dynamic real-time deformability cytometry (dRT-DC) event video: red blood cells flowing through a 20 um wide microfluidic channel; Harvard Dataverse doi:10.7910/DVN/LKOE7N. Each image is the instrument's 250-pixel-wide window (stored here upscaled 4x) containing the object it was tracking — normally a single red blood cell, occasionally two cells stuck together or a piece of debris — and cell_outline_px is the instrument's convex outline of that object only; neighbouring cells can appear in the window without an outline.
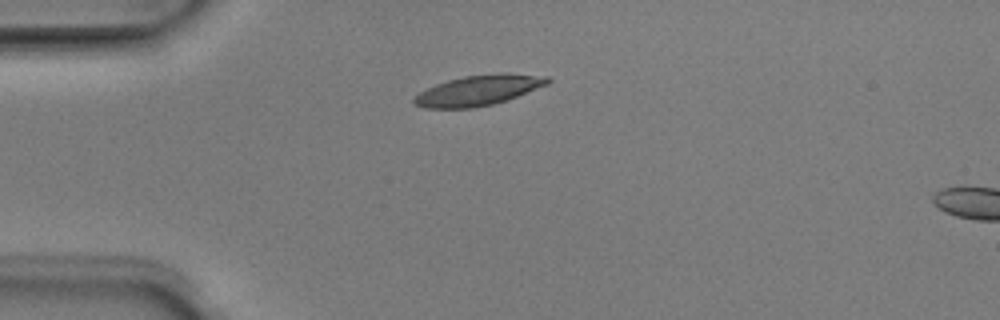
{"species": "Egyptian fruit bat (a non-hibernating species)", "species_latin": "Rousettus aegyptiacus", "temperature_condition": "room temperature", "stored_images_in_passage": 33, "camera_frame_rate_fps": 3000, "um_per_image_px": 0.085, "animal": {"sex": "male"}, "frame": {"image": 1, "passage_image": 1, "time_ms": 0.0, "image_size_px": [1000, 320], "cell_outline_px": [[552, 80], [548, 84], [516, 96], [492, 104], [472, 108], [424, 108], [412, 104], [412, 100], [420, 92], [436, 84], [448, 80], [464, 76], [500, 72], [504, 72], [548, 76]], "centroid_in_image_um": [40.67, 7.66], "position_along_channel_um": 44.3, "area_um2": 23.52}}
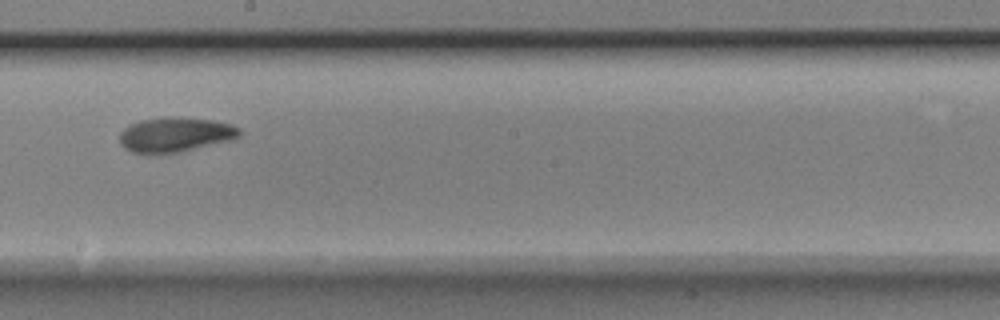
{"frame": {"image": 2, "passage_image": 17, "time_ms": 5.333, "image_size_px": [1000, 320], "cell_outline_px": [[240, 136], [232, 140], [180, 152], [148, 156], [132, 152], [124, 148], [120, 144], [120, 132], [128, 124], [140, 120], [212, 120], [232, 124], [240, 128]], "centroid_in_image_um": [14.86, 11.53], "position_along_channel_um": 233.3, "area_um2": 23.81}}
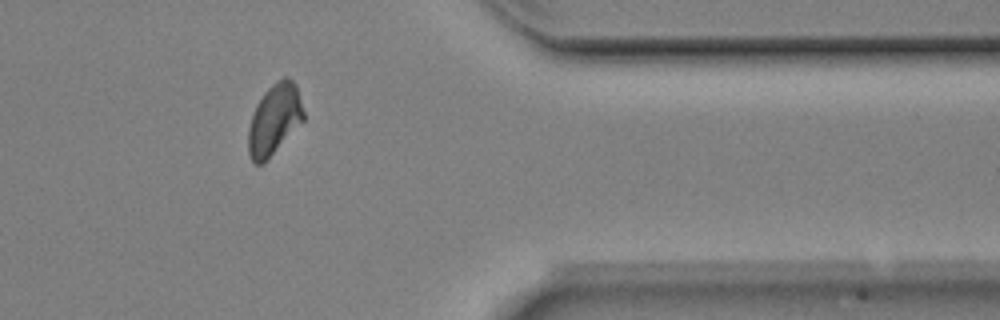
{"frame": {"image": 3, "passage_image": 30, "time_ms": 9.667, "image_size_px": [1000, 320], "cell_outline_px": [[304, 120], [264, 164], [256, 164], [252, 160], [248, 152], [248, 128], [256, 104], [264, 92], [276, 80], [284, 76], [288, 76], [296, 84], [304, 112]], "centroid_in_image_um": [23.32, 10.15], "position_along_channel_um": 388.1, "area_um2": 22.89}, "authors_computed_cell_mechanics": {"area_um2": 23.5824, "velocity_mm_per_s": 3.9536, "shape_relaxation_time_tau1_ms": 2.4729, "shape_relaxation_time_tau2_ms": 3.3704, "deformation_change_tau1": 0.1234, "deformation_change_tau2": 0.0653}}